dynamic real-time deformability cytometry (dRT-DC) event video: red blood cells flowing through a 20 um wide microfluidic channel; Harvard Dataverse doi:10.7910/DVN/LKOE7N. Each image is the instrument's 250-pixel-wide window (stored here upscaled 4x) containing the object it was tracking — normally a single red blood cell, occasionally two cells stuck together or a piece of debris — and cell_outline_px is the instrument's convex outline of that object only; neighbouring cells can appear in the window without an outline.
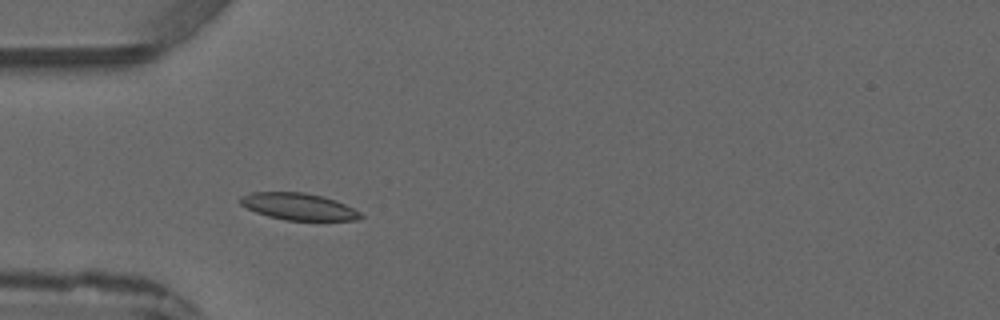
{"species": "common noctule bat (a hibernating species)", "species_latin": "Nyctalus noctula", "temperature_condition": "warm", "stored_images_in_passage": 4, "camera_frame_rate_fps": 3000, "um_per_image_px": 0.085, "animal": {"sex": "male", "forearm_length_mm": 52.5}, "frame": {"image": 1, "passage_image": 2, "time_ms": 1.333, "image_size_px": [1000, 320], "cell_outline_px": [[364, 216], [360, 220], [284, 220], [268, 216], [256, 212], [240, 204], [240, 196], [252, 192], [304, 192], [324, 196], [336, 200], [360, 212]], "centroid_in_image_um": [25.39, 17.55], "position_along_channel_um": 59.6, "area_um2": 18.84}}
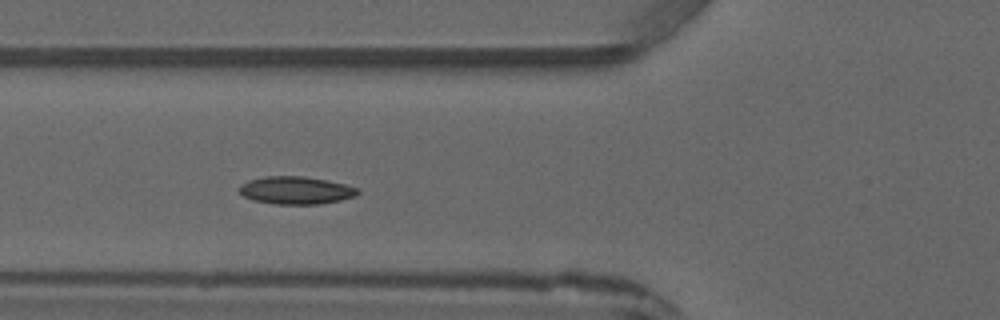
{"frame": {"image": 2, "passage_image": 3, "time_ms": 2.333, "image_size_px": [1000, 320], "cell_outline_px": [[360, 192], [356, 196], [340, 200], [320, 204], [272, 204], [252, 200], [244, 196], [236, 188], [240, 184], [248, 180], [264, 176], [304, 176], [328, 180], [360, 188]], "centroid_in_image_um": [25.14, 16.17], "position_along_channel_um": 100.7, "area_um2": 19.42}}
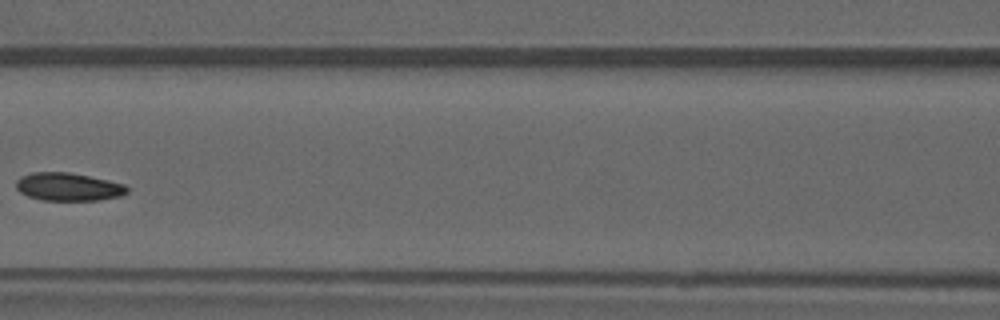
{"frame": {"image": 3, "passage_image": 4, "time_ms": 3.667, "image_size_px": [1000, 320], "cell_outline_px": [[128, 192], [120, 196], [100, 200], [44, 200], [28, 196], [20, 192], [16, 188], [16, 180], [20, 176], [32, 172], [68, 172], [108, 180], [124, 184], [128, 188]], "centroid_in_image_um": [5.79, 15.87], "position_along_channel_um": 160.8, "area_um2": 18.09}}